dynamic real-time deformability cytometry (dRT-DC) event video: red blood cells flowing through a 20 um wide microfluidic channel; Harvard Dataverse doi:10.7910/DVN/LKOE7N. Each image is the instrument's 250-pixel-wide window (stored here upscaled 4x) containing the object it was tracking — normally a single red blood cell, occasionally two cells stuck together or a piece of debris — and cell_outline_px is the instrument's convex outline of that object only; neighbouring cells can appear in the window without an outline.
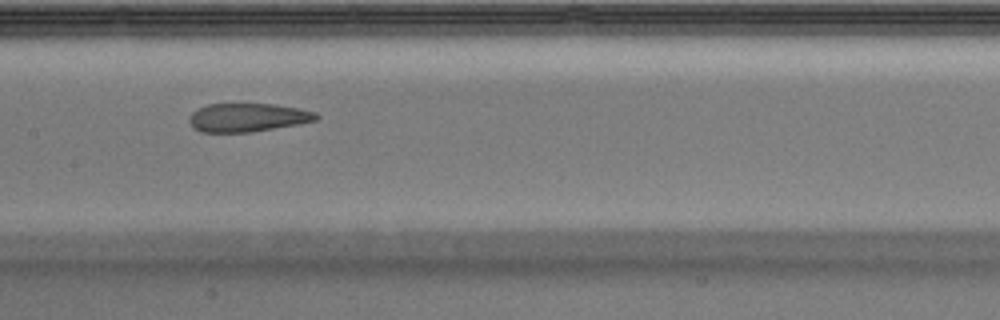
{"species": "Egyptian fruit bat (a non-hibernating species)", "species_latin": "Rousettus aegyptiacus", "temperature_condition": "warm", "stored_images_in_passage": 30, "camera_frame_rate_fps": 3000, "um_per_image_px": 0.085, "animal": {"sex": "male"}, "frame": {"image": 1, "passage_image": 9, "time_ms": 2.667, "image_size_px": [1000, 320], "cell_outline_px": [[320, 116], [316, 120], [296, 124], [252, 132], [200, 132], [192, 128], [188, 120], [192, 112], [208, 104], [272, 104], [300, 108], [316, 112]], "centroid_in_image_um": [21.03, 9.99], "position_along_channel_um": 186.4, "area_um2": 21.04}}
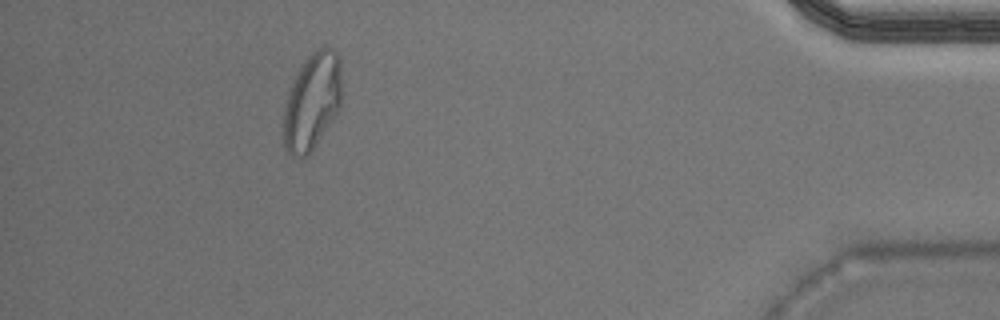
{"frame": {"image": 2, "passage_image": 26, "time_ms": 8.333, "image_size_px": [1000, 320], "cell_outline_px": [[340, 108], [308, 156], [300, 160], [292, 156], [284, 148], [284, 104], [288, 92], [304, 60], [316, 48], [324, 44], [328, 44], [336, 52], [340, 60]], "centroid_in_image_um": [26.52, 8.62], "position_along_channel_um": 408.7, "area_um2": 32.95}}